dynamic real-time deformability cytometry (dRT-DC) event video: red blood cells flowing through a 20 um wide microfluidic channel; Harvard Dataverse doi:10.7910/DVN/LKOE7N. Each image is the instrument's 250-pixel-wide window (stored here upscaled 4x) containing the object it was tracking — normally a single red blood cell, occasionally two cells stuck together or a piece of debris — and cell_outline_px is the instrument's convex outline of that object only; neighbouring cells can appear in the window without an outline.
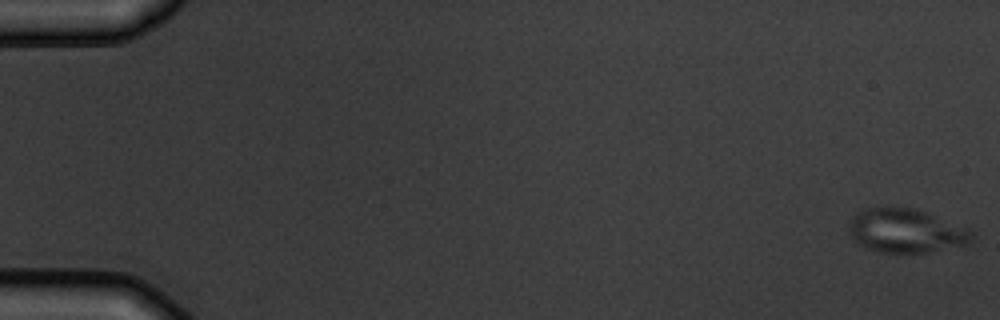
{"species": "common noctule bat (a hibernating species)", "species_latin": "Nyctalus noctula", "temperature_condition": "warm", "stored_images_in_passage": 6, "camera_frame_rate_fps": 3000, "um_per_image_px": 0.085, "animal": {"sex": "male", "body_mass_g": 19.5, "forearm_length_mm": 54.6}, "frame": {"image": 1, "passage_image": 1, "time_ms": 0.0, "image_size_px": [1000, 320], "cell_outline_px": [[972, 240], [964, 244], [928, 252], [880, 252], [864, 248], [856, 244], [848, 232], [848, 224], [852, 216], [856, 212], [864, 208], [888, 204], [896, 204], [916, 208], [968, 228], [972, 232]], "centroid_in_image_um": [76.89, 19.56], "position_along_channel_um": 8.1, "area_um2": 32.25}}